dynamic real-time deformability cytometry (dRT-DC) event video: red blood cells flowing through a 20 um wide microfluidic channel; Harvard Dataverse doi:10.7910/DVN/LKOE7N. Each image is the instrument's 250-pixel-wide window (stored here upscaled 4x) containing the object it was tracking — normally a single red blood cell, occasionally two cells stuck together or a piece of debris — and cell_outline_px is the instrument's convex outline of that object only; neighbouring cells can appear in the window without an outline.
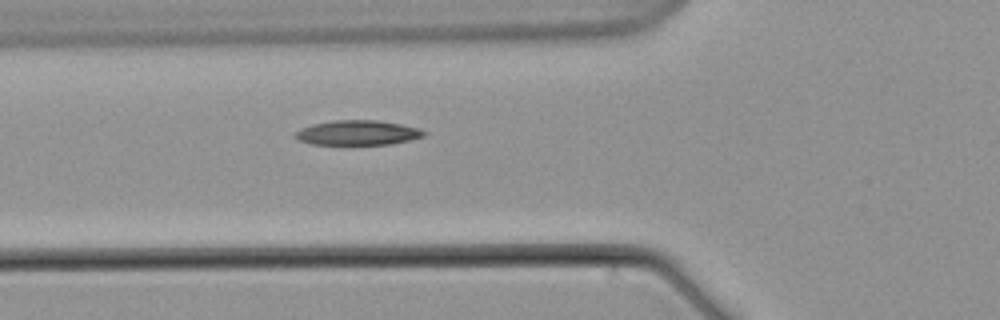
{"species": "common noctule bat (a hibernating species)", "species_latin": "Nyctalus noctula", "temperature_condition": "warm", "stored_images_in_passage": 5, "camera_frame_rate_fps": 3000, "um_per_image_px": 0.085, "animal": {"sex": "male", "body_mass_g": 21.5, "forearm_length_mm": 52.0}, "frame": {"image": 1, "passage_image": 5, "time_ms": 5.333, "image_size_px": [1000, 320], "cell_outline_px": [[428, 132], [424, 136], [392, 144], [312, 144], [300, 140], [292, 136], [300, 128], [312, 124], [332, 120], [376, 120], [400, 124], [420, 128]], "centroid_in_image_um": [30.4, 11.27], "position_along_channel_um": 95.4, "area_um2": 18.55}}